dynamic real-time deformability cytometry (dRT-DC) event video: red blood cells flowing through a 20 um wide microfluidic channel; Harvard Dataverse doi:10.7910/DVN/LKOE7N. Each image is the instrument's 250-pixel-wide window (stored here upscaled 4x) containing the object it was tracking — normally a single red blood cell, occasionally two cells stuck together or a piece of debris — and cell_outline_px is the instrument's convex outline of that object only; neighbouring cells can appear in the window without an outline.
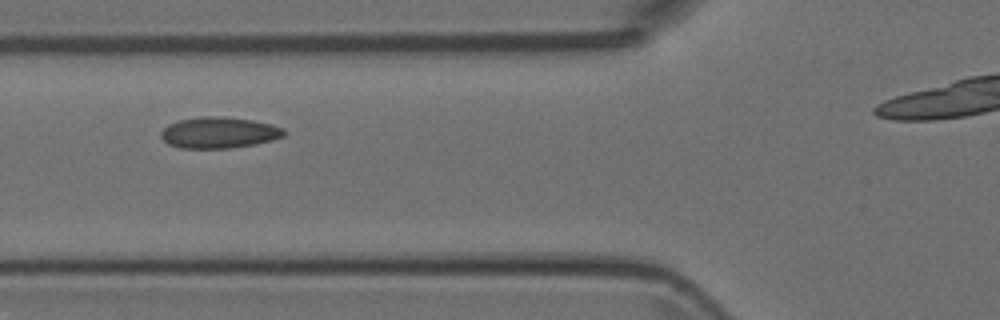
{"species": "Egyptian fruit bat (a non-hibernating species)", "species_latin": "Rousettus aegyptiacus", "temperature_condition": "room temperature", "stored_images_in_passage": 11, "camera_frame_rate_fps": 3000, "um_per_image_px": 0.085, "animal": {"sex": "female"}, "frame": {"image": 1, "passage_image": 5, "time_ms": 1.333, "image_size_px": [1000, 320], "cell_outline_px": [[284, 136], [272, 140], [256, 144], [228, 148], [180, 148], [168, 144], [160, 136], [160, 132], [168, 124], [180, 120], [200, 116], [216, 116], [252, 120], [272, 124], [284, 128]], "centroid_in_image_um": [18.6, 11.27], "position_along_channel_um": 107.2, "area_um2": 22.31}}
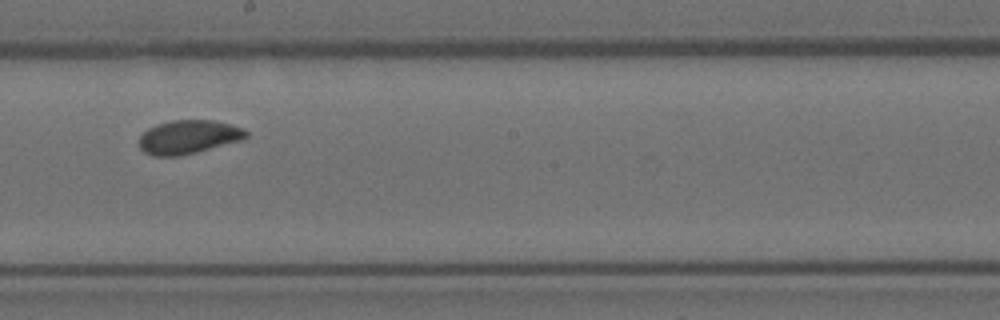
{"frame": {"image": 2, "passage_image": 8, "time_ms": 2.333, "image_size_px": [1000, 320], "cell_outline_px": [[248, 136], [244, 140], [180, 156], [152, 156], [144, 152], [140, 148], [140, 136], [148, 128], [156, 124], [172, 120], [212, 120], [244, 128], [248, 132]], "centroid_in_image_um": [16.04, 11.65], "position_along_channel_um": 232.2, "area_um2": 21.1}}
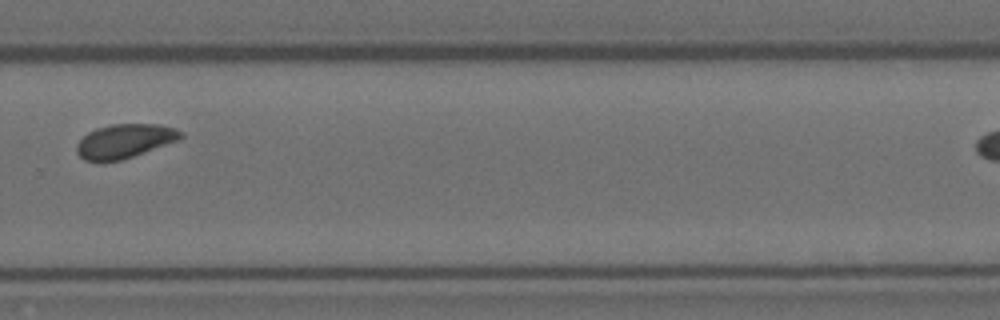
{"frame": {"image": 3, "passage_image": 10, "time_ms": 3.0, "image_size_px": [1000, 320], "cell_outline_px": [[184, 136], [180, 140], [120, 160], [84, 160], [76, 152], [76, 144], [88, 132], [96, 128], [112, 124], [160, 124], [176, 128], [184, 132]], "centroid_in_image_um": [10.64, 11.96], "position_along_channel_um": 319.2, "area_um2": 20.52}}